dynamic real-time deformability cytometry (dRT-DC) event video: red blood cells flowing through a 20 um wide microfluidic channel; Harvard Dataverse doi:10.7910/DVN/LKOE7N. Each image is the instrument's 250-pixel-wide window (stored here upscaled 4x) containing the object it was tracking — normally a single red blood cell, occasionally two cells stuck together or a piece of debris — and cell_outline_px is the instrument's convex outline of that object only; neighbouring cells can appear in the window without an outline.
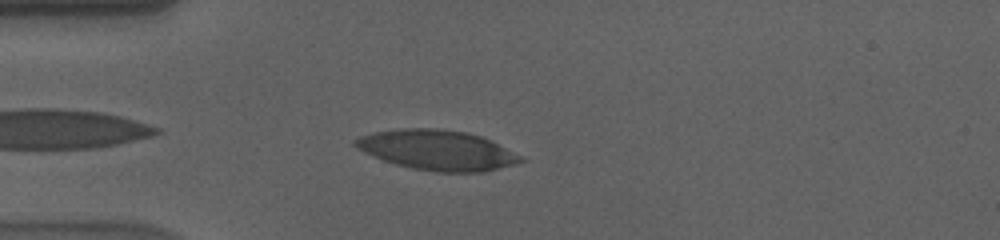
{"species": "human", "species_latin": "Homo sapiens", "temperature_condition": "cold", "stored_images_in_passage": 41, "camera_frame_rate_fps": 3000, "um_per_image_px": 0.085, "donor": {"sex": "male"}, "frame": {"image": 1, "passage_image": 3, "time_ms": 0.667, "image_size_px": [1000, 240], "cell_outline_px": [[528, 160], [484, 172], [436, 172], [412, 168], [396, 164], [372, 156], [356, 148], [352, 144], [352, 140], [360, 136], [376, 132], [400, 128], [436, 128], [468, 132], [480, 136]], "centroid_in_image_um": [37.11, 12.76], "position_along_channel_um": 47.9, "area_um2": 38.32}}
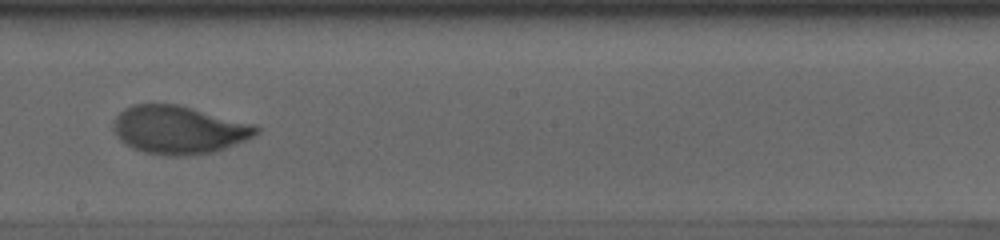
{"frame": {"image": 2, "passage_image": 20, "time_ms": 6.333, "image_size_px": [1000, 240], "cell_outline_px": [[260, 132], [244, 140], [224, 148], [212, 152], [184, 156], [172, 156], [144, 152], [132, 148], [124, 144], [120, 140], [112, 128], [112, 124], [116, 116], [124, 108], [132, 104], [176, 104], [256, 124], [260, 128]], "centroid_in_image_um": [15.17, 11.03], "position_along_channel_um": 233.0, "area_um2": 40.0}}
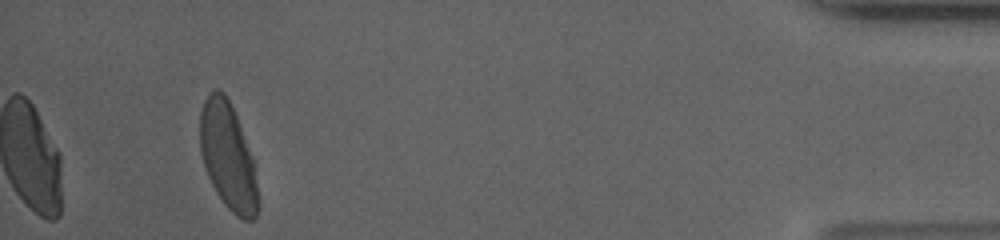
{"frame": {"image": 3, "passage_image": 41, "time_ms": 13.333, "image_size_px": [1000, 240], "cell_outline_px": [[256, 216], [252, 220], [244, 220], [236, 216], [224, 204], [216, 192], [208, 176], [200, 152], [200, 112], [204, 100], [208, 92], [212, 88], [216, 88], [224, 92], [236, 116], [252, 156], [256, 184]], "centroid_in_image_um": [19.33, 13.24], "position_along_channel_um": 415.9, "area_um2": 35.55}, "authors_computed_cell_mechanics": {"area_um2": 39.5352, "velocity_mm_per_s": 3.5604, "shape_relaxation_time_tau1_ms": 4.1114, "shape_relaxation_time_tau2_ms": 0.8188, "deformation_change_tau1": 0.195, "deformation_change_tau2": 0.0532}}